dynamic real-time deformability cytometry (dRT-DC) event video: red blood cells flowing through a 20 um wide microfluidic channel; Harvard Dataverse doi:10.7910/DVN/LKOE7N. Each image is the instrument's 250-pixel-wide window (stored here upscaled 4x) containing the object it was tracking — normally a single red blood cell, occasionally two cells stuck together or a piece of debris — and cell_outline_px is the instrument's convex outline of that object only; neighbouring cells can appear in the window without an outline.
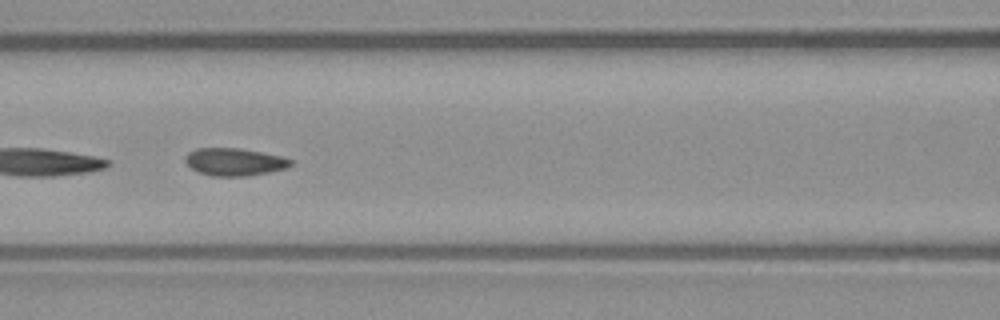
{"species": "common noctule bat (a hibernating species)", "species_latin": "Nyctalus noctula", "temperature_condition": "warm", "stored_images_in_passage": 24, "camera_frame_rate_fps": 3000, "um_per_image_px": 0.085, "animal": {"sex": "male", "body_mass_g": 23.1, "forearm_length_mm": 52.7}, "frame": {"image": 1, "passage_image": 8, "time_ms": 2.333, "image_size_px": [1000, 320], "cell_outline_px": [[296, 160], [292, 164], [284, 168], [268, 172], [248, 176], [212, 176], [200, 172], [192, 168], [184, 160], [184, 156], [188, 152], [196, 148], [240, 148], [280, 156]], "centroid_in_image_um": [19.92, 13.75], "position_along_channel_um": 146.7, "area_um2": 16.88}}
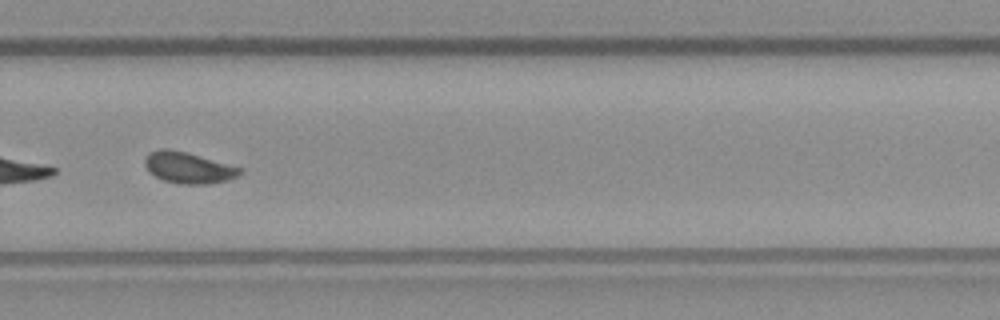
{"frame": {"image": 2, "passage_image": 21, "time_ms": 6.667, "image_size_px": [1000, 320], "cell_outline_px": [[244, 172], [228, 180], [208, 184], [180, 184], [164, 180], [148, 172], [144, 164], [144, 160], [148, 152], [160, 148], [168, 148], [188, 152], [244, 168]], "centroid_in_image_um": [16.01, 14.24], "position_along_channel_um": 313.8, "area_um2": 17.63}}